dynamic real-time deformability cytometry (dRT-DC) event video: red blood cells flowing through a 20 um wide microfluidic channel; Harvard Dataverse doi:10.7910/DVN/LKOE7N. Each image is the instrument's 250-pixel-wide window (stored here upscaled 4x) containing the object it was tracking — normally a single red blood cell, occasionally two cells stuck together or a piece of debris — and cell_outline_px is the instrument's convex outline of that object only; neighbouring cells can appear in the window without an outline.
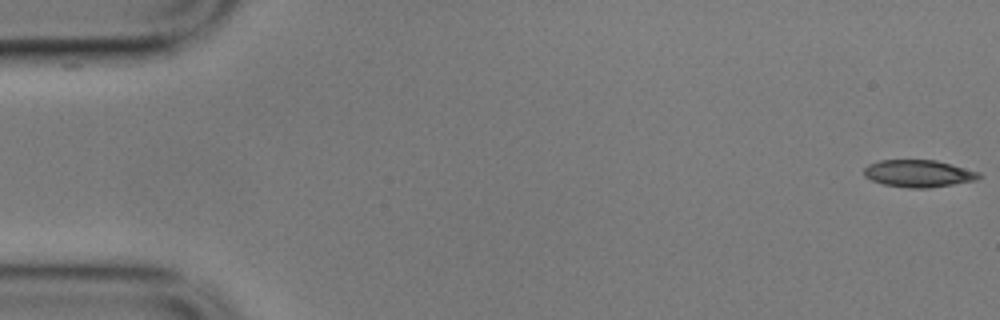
{"species": "common noctule bat (a hibernating species)", "species_latin": "Nyctalus noctula", "temperature_condition": "cold", "stored_images_in_passage": 56, "camera_frame_rate_fps": 3000, "um_per_image_px": 0.085, "animal": {"sex": "male", "body_mass_g": 17.9}, "frame": {"image": 1, "passage_image": 1, "time_ms": 0.0, "image_size_px": [1000, 320], "cell_outline_px": [[980, 176], [976, 180], [932, 188], [908, 188], [884, 184], [872, 180], [864, 176], [864, 168], [868, 164], [880, 160], [936, 160], [980, 172]], "centroid_in_image_um": [78.06, 14.75], "position_along_channel_um": 6.9, "area_um2": 18.21}}
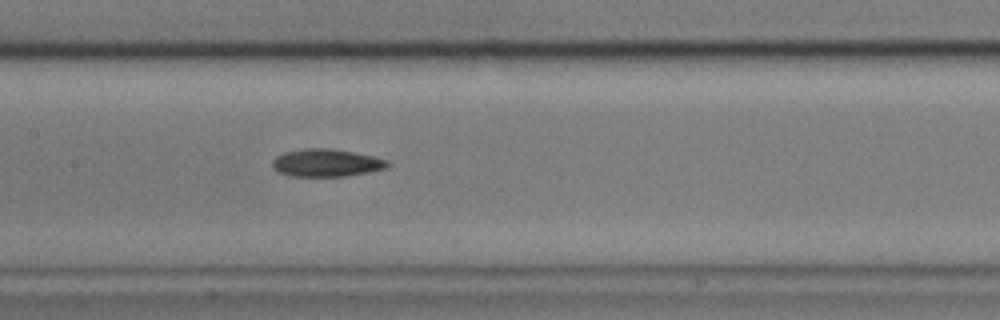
{"frame": {"image": 2, "passage_image": 27, "time_ms": 8.667, "image_size_px": [1000, 320], "cell_outline_px": [[392, 164], [388, 168], [368, 172], [344, 176], [288, 176], [276, 172], [272, 168], [272, 160], [276, 156], [284, 152], [304, 148], [328, 148], [352, 152], [372, 156], [388, 160]], "centroid_in_image_um": [27.71, 13.84], "position_along_channel_um": 179.7, "area_um2": 18.73}}
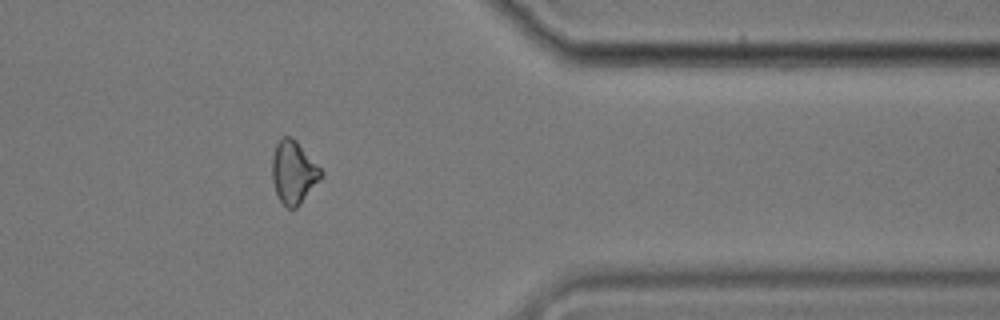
{"frame": {"image": 3, "passage_image": 46, "time_ms": 15.0, "image_size_px": [1000, 320], "cell_outline_px": [[324, 176], [300, 204], [296, 208], [288, 208], [280, 200], [276, 192], [272, 180], [272, 156], [276, 144], [284, 136], [292, 136], [296, 140], [324, 172]], "centroid_in_image_um": [24.97, 14.64], "position_along_channel_um": 386.4, "area_um2": 17.92}}